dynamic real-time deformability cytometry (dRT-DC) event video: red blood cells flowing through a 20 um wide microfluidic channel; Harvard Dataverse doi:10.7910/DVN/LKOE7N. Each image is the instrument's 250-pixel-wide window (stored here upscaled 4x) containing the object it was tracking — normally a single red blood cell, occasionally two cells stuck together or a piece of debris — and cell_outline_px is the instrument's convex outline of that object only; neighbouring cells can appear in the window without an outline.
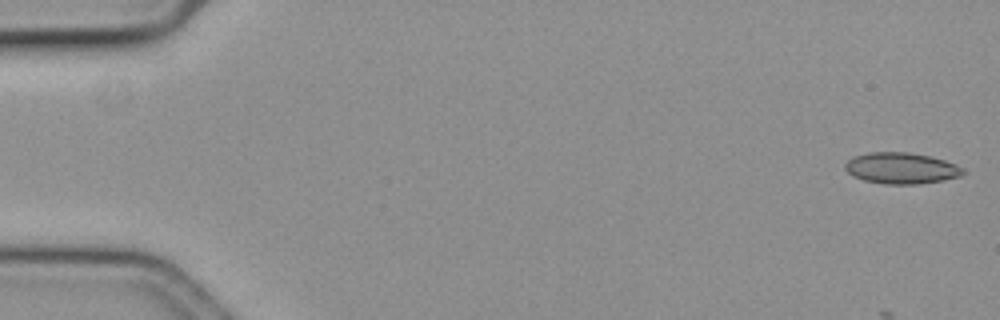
{"species": "common noctule bat (a hibernating species)", "species_latin": "Nyctalus noctula", "temperature_condition": "cold", "stored_images_in_passage": 16, "camera_frame_rate_fps": 3000, "um_per_image_px": 0.085, "animal": {"sex": "female", "body_mass_g": 19.3, "forearm_length_mm": 54.1}, "frame": {"image": 1, "passage_image": 1, "time_ms": 0.0, "image_size_px": [1000, 320], "cell_outline_px": [[964, 172], [960, 176], [940, 180], [916, 184], [884, 184], [864, 180], [852, 176], [844, 168], [844, 164], [852, 156], [868, 152], [908, 152], [928, 156], [944, 160], [956, 164], [964, 168]], "centroid_in_image_um": [76.56, 14.29], "position_along_channel_um": 8.4, "area_um2": 21.39}}
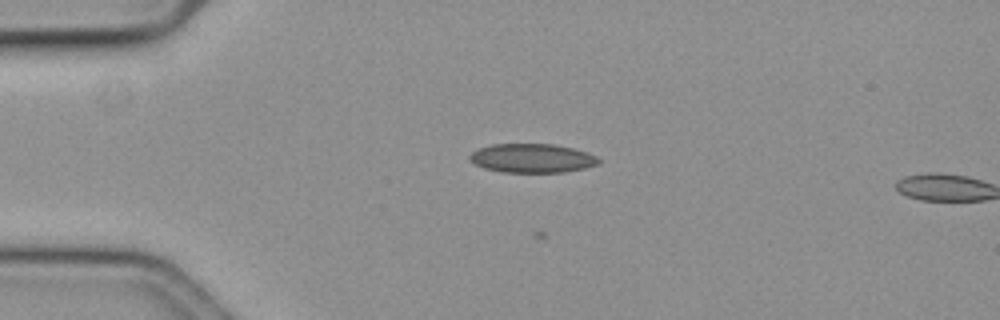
{"frame": {"image": 2, "passage_image": 14, "time_ms": 4.333, "image_size_px": [1000, 320], "cell_outline_px": [[600, 164], [584, 168], [564, 172], [500, 172], [484, 168], [468, 160], [468, 156], [476, 148], [492, 144], [552, 144], [572, 148], [588, 152], [596, 156], [600, 160]], "centroid_in_image_um": [45.2, 13.44], "position_along_channel_um": 39.8, "area_um2": 21.91}}